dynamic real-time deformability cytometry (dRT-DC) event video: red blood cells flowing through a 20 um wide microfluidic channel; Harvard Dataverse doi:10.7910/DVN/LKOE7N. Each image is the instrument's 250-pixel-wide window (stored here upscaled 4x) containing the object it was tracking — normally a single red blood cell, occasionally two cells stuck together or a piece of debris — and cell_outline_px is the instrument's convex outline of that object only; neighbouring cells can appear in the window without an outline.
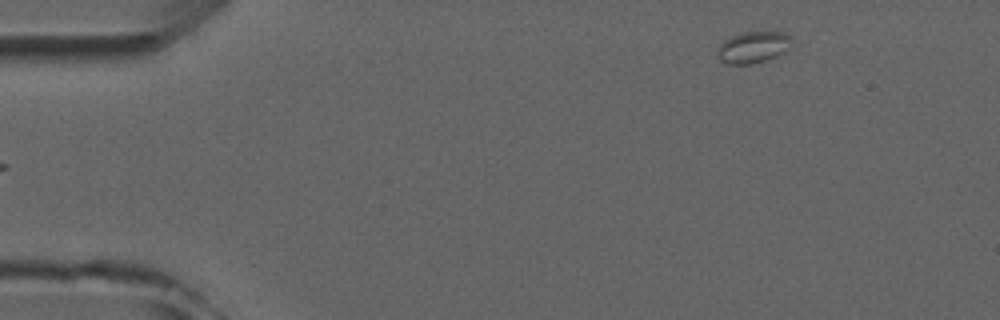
{"species": "common noctule bat (a hibernating species)", "species_latin": "Nyctalus noctula", "temperature_condition": "room temperature", "stored_images_in_passage": 5, "camera_frame_rate_fps": 3000, "um_per_image_px": 0.085, "animal": {"sex": "male", "forearm_length_mm": 52.5}, "frame": {"image": 1, "passage_image": 5, "time_ms": 5.667, "image_size_px": [1000, 320], "cell_outline_px": [[792, 48], [776, 56], [752, 64], [728, 64], [720, 60], [716, 56], [716, 52], [720, 44], [724, 40], [732, 36], [744, 32], [784, 32], [792, 36]], "centroid_in_image_um": [64.04, 4.01], "position_along_channel_um": 21.0, "area_um2": 13.81}}